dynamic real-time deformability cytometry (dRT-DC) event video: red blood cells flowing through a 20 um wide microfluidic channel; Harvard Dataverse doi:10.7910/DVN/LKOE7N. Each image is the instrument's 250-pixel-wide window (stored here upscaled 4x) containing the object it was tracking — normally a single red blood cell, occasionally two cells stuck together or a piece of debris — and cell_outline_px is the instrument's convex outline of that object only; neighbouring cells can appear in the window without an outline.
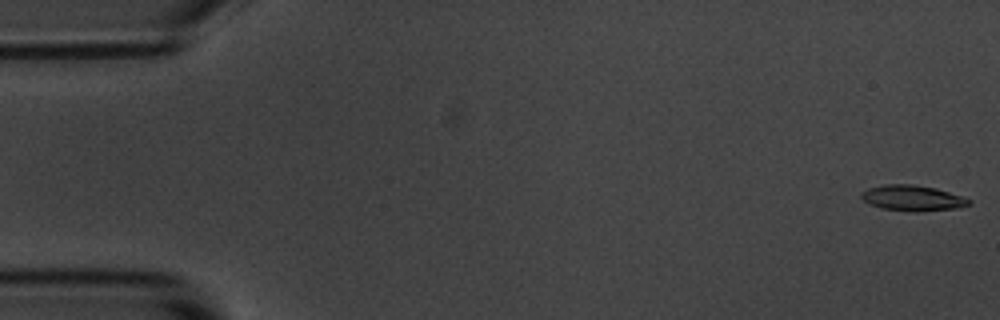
{"species": "common noctule bat (a hibernating species)", "species_latin": "Nyctalus noctula", "temperature_condition": "room temperature", "stored_images_in_passage": 55, "camera_frame_rate_fps": 3000, "um_per_image_px": 0.085, "animal": {"sex": "male", "body_mass_g": 20.1, "forearm_length_mm": 53.5}, "frame": {"image": 1, "passage_image": 1, "time_ms": 0.0, "image_size_px": [1000, 320], "cell_outline_px": [[972, 204], [956, 208], [880, 208], [864, 200], [860, 196], [860, 192], [868, 188], [884, 184], [912, 184], [936, 188], [972, 200]], "centroid_in_image_um": [77.52, 16.76], "position_along_channel_um": 7.5, "area_um2": 14.91}}
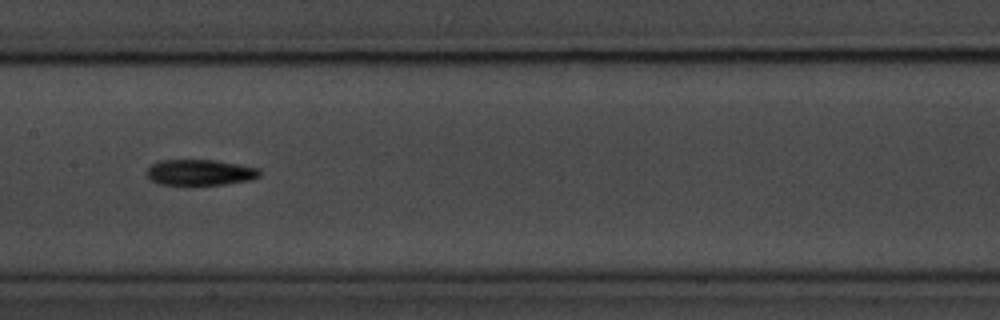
{"frame": {"image": 2, "passage_image": 27, "time_ms": 8.667, "image_size_px": [1000, 320], "cell_outline_px": [[260, 176], [252, 180], [224, 184], [156, 184], [148, 180], [144, 172], [152, 164], [160, 160], [216, 160], [260, 168]], "centroid_in_image_um": [16.97, 14.65], "position_along_channel_um": 190.4, "area_um2": 17.17}}
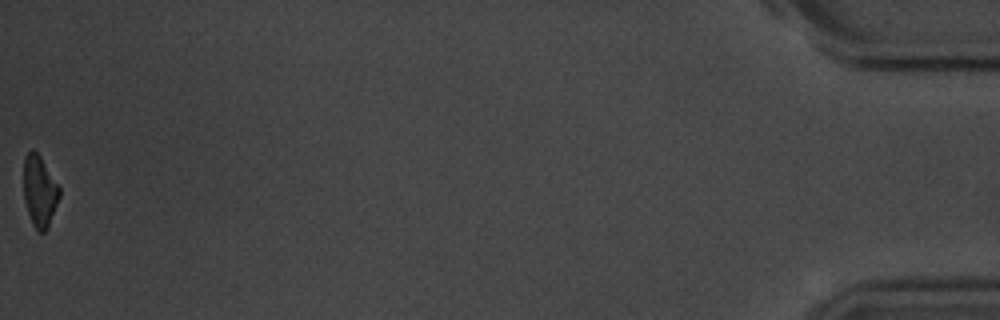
{"frame": {"image": 3, "passage_image": 55, "time_ms": 18.0, "image_size_px": [1000, 320], "cell_outline_px": [[60, 196], [48, 228], [44, 232], [40, 232], [32, 224], [24, 200], [24, 156], [32, 148], [40, 156], [60, 188]], "centroid_in_image_um": [3.36, 16.25], "position_along_channel_um": 431.8, "area_um2": 14.74}, "authors_computed_cell_mechanics": {"area_um2": 16.2418, "velocity_mm_per_s": 3.6672, "shape_relaxation_time_tau1_ms": 3.3148, "shape_relaxation_time_tau2_ms": null, "deformation_change_tau1": 0.143, "deformation_change_tau2": null}}